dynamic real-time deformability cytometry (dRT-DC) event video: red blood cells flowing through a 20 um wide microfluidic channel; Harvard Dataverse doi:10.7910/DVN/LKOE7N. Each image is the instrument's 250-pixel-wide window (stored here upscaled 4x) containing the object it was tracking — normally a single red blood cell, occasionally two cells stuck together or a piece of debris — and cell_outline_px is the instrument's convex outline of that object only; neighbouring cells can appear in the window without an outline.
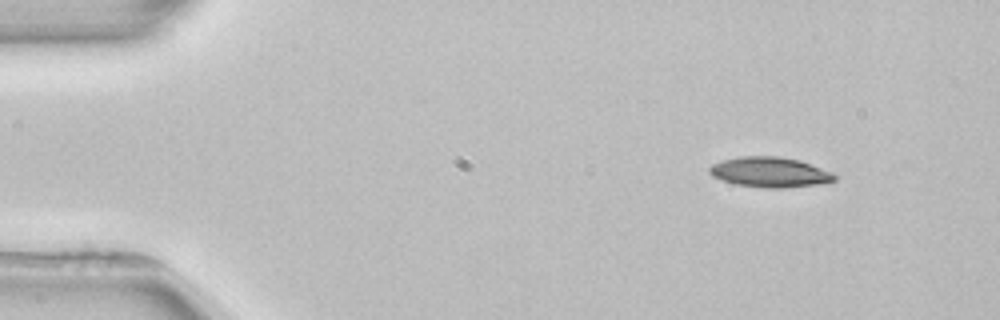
{"species": "common noctule bat (a hibernating species)", "species_latin": "Nyctalus noctula", "temperature_condition": "room temperature", "stored_images_in_passage": 3, "camera_frame_rate_fps": 3000, "um_per_image_px": 0.085, "animal": {"sex": "female", "body_mass_g": 22.7, "forearm_length_mm": 54.2}, "frame": {"image": 1, "passage_image": 1, "time_ms": 0.0, "image_size_px": [1000, 320], "cell_outline_px": [[836, 180], [816, 184], [784, 188], [764, 188], [736, 184], [712, 176], [708, 172], [708, 168], [712, 164], [724, 160], [740, 156], [780, 156], [800, 160], [832, 172], [836, 176]], "centroid_in_image_um": [65.43, 14.63], "position_along_channel_um": 19.6, "area_um2": 21.91}}